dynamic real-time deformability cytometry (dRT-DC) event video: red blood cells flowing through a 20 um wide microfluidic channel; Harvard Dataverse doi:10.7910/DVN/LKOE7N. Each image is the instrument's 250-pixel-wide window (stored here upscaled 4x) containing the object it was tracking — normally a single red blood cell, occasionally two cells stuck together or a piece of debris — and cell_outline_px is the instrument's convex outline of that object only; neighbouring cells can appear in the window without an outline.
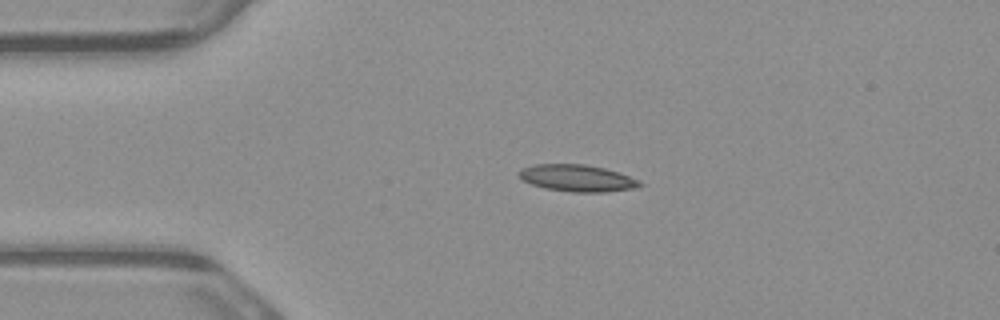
{"species": "common noctule bat (a hibernating species)", "species_latin": "Nyctalus noctula", "temperature_condition": "warm", "stored_images_in_passage": 5, "camera_frame_rate_fps": 3000, "um_per_image_px": 0.085, "animal": {"sex": "male", "body_mass_g": 23.1, "forearm_length_mm": 52.7}, "frame": {"image": 1, "passage_image": 4, "time_ms": 1.0, "image_size_px": [1000, 320], "cell_outline_px": [[644, 184], [632, 188], [604, 192], [572, 192], [544, 188], [532, 184], [524, 180], [520, 176], [520, 168], [536, 164], [584, 164], [604, 168], [640, 180]], "centroid_in_image_um": [49.05, 15.14], "position_along_channel_um": 35.9, "area_um2": 18.61}}